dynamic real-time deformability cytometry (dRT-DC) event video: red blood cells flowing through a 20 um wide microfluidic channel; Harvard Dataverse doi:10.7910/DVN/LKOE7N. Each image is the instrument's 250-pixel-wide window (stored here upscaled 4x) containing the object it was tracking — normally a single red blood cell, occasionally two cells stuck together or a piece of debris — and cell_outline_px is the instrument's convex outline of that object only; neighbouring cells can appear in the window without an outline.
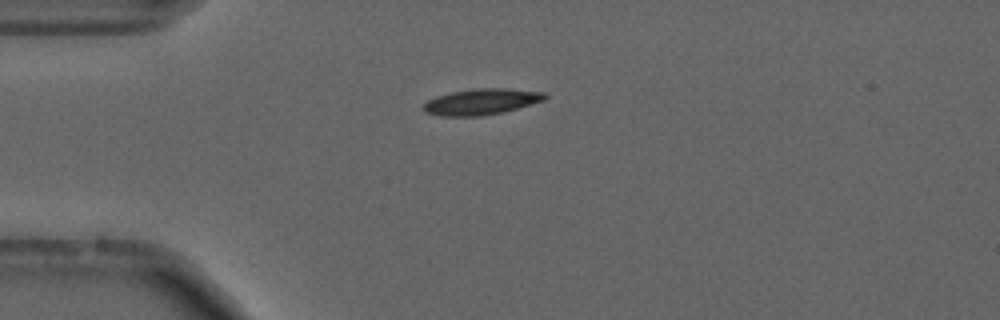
{"species": "common noctule bat (a hibernating species)", "species_latin": "Nyctalus noctula", "temperature_condition": "cold", "stored_images_in_passage": 13, "camera_frame_rate_fps": 3000, "um_per_image_px": 0.085, "animal": {"sex": "male", "forearm_length_mm": 52.5}, "frame": {"image": 1, "passage_image": 1, "time_ms": 0.0, "image_size_px": [1000, 320], "cell_outline_px": [[548, 96], [544, 100], [504, 112], [480, 116], [440, 116], [424, 112], [424, 104], [428, 100], [436, 96], [452, 92], [472, 88], [504, 88], [544, 92]], "centroid_in_image_um": [40.91, 8.64], "position_along_channel_um": 44.1, "area_um2": 18.38}}